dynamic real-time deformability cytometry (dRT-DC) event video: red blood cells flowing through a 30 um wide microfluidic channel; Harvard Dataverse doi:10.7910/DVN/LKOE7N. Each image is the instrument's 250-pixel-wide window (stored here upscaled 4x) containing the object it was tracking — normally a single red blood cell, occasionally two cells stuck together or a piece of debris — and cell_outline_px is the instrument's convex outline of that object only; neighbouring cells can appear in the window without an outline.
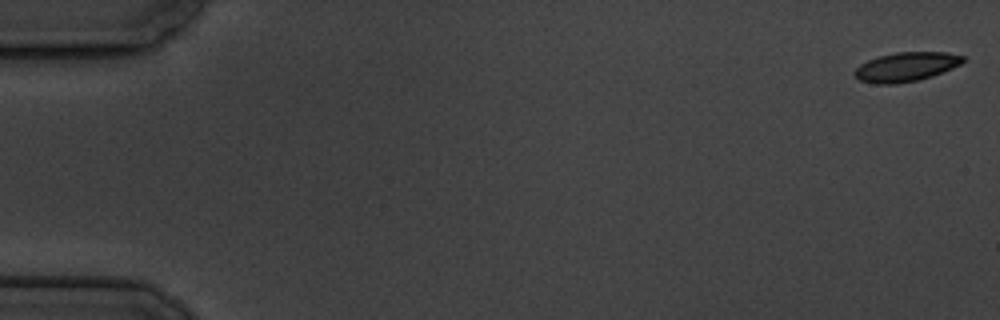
{"species": "common noctule bat (a hibernating species)", "species_latin": "Nyctalus noctula", "temperature_condition": "cold", "stored_images_in_passage": 5, "camera_frame_rate_fps": 3000, "um_per_image_px": 0.085, "animal": {"sex": "male", "body_mass_g": 19.5, "forearm_length_mm": 54.6}, "frame": {"image": 1, "passage_image": 1, "time_ms": 0.0, "image_size_px": [1000, 320], "cell_outline_px": [[964, 60], [960, 64], [952, 68], [932, 76], [916, 80], [896, 84], [876, 84], [860, 80], [852, 72], [860, 64], [868, 60], [880, 56], [896, 52], [948, 52], [964, 56]], "centroid_in_image_um": [77.01, 5.68], "position_along_channel_um": 8.0, "area_um2": 18.32}}
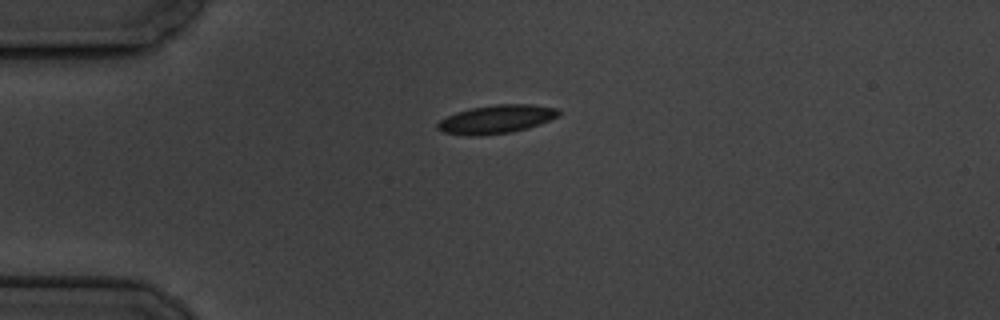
{"frame": {"image": 2, "passage_image": 5, "time_ms": 4.667, "image_size_px": [1000, 320], "cell_outline_px": [[560, 116], [540, 124], [528, 128], [512, 132], [480, 136], [468, 136], [444, 132], [436, 128], [436, 124], [440, 120], [456, 112], [472, 108], [496, 104], [532, 104], [560, 108]], "centroid_in_image_um": [42.23, 10.13], "position_along_channel_um": 42.8, "area_um2": 20.29}}